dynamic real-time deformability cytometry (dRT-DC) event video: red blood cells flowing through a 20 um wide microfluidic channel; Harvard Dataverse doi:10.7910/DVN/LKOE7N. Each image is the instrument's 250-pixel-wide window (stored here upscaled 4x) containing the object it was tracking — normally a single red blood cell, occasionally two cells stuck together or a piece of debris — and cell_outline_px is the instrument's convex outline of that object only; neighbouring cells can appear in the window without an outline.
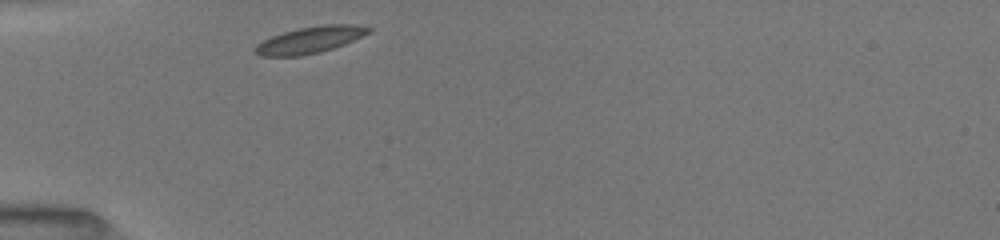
{"species": "common noctule bat (a hibernating species)", "species_latin": "Nyctalus noctula", "temperature_condition": "room temperature", "stored_images_in_passage": 30, "camera_frame_rate_fps": 3000, "um_per_image_px": 0.085, "animal": {"sex": "female", "body_mass_g": 19.5, "forearm_length_mm": 54.1}, "frame": {"image": 1, "passage_image": 1, "time_ms": 0.0, "image_size_px": [1000, 240], "cell_outline_px": [[372, 32], [344, 44], [320, 52], [300, 56], [260, 56], [252, 48], [256, 44], [272, 36], [284, 32], [300, 28], [324, 24], [356, 24], [372, 28]], "centroid_in_image_um": [26.37, 3.38], "position_along_channel_um": 58.6, "area_um2": 17.57}}
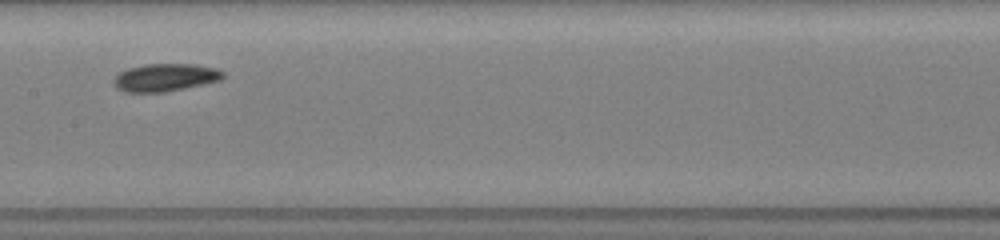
{"frame": {"image": 2, "passage_image": 12, "time_ms": 3.667, "image_size_px": [1000, 240], "cell_outline_px": [[224, 76], [220, 80], [204, 84], [164, 92], [124, 92], [116, 88], [112, 84], [112, 80], [120, 72], [128, 68], [144, 64], [196, 64], [216, 68], [224, 72]], "centroid_in_image_um": [14.02, 6.58], "position_along_channel_um": 193.4, "area_um2": 17.74}}
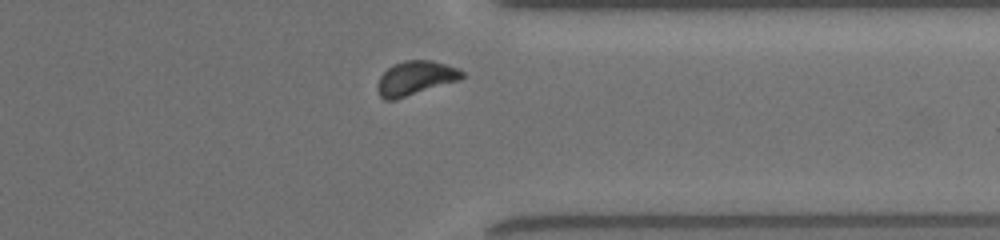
{"frame": {"image": 3, "passage_image": 26, "time_ms": 8.333, "image_size_px": [1000, 240], "cell_outline_px": [[464, 76], [460, 80], [392, 100], [384, 100], [380, 96], [376, 88], [376, 84], [380, 76], [392, 64], [404, 60], [432, 60], [456, 68], [464, 72]], "centroid_in_image_um": [35.27, 6.63], "position_along_channel_um": 376.1, "area_um2": 16.7}, "authors_computed_cell_mechanics": {"area_um2": 16.8776, "velocity_mm_per_s": 3.9388, "shape_relaxation_time_tau1_ms": 2.5036, "shape_relaxation_time_tau2_ms": 9.5262, "deformation_change_tau1": 0.0643, "deformation_change_tau2": 0.1092}}